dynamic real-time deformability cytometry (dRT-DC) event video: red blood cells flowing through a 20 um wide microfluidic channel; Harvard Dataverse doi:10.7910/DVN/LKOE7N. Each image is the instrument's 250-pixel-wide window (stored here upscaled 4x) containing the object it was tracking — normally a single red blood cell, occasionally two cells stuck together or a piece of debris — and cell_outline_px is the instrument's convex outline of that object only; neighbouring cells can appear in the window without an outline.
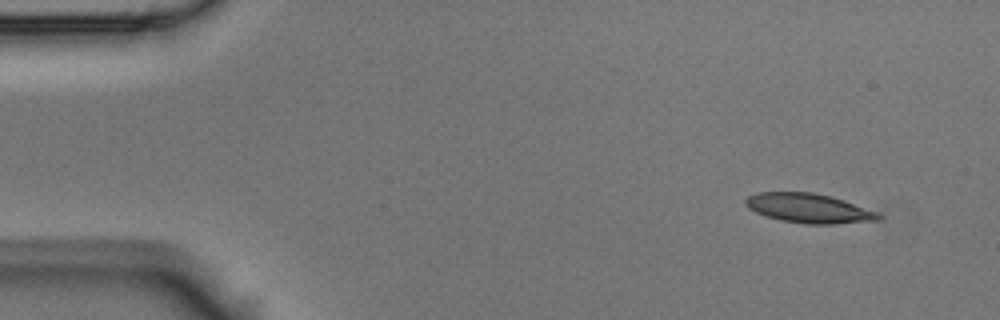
{"species": "Egyptian fruit bat (a non-hibernating species)", "species_latin": "Rousettus aegyptiacus", "temperature_condition": "room temperature", "stored_images_in_passage": 2, "segment_of_instrument_passage": [2, 2], "camera_frame_rate_fps": 3000, "um_per_image_px": 0.085, "animal": {"sex": "male"}, "frame": {"image": 1, "passage_image": 2, "time_ms": 0.333, "image_size_px": [1000, 320], "cell_outline_px": [[884, 216], [880, 220], [832, 224], [804, 224], [780, 220], [756, 212], [748, 208], [744, 204], [744, 200], [748, 196], [756, 192], [812, 192], [844, 200], [876, 212]], "centroid_in_image_um": [68.72, 17.7], "position_along_channel_um": 16.3, "area_um2": 22.72}}